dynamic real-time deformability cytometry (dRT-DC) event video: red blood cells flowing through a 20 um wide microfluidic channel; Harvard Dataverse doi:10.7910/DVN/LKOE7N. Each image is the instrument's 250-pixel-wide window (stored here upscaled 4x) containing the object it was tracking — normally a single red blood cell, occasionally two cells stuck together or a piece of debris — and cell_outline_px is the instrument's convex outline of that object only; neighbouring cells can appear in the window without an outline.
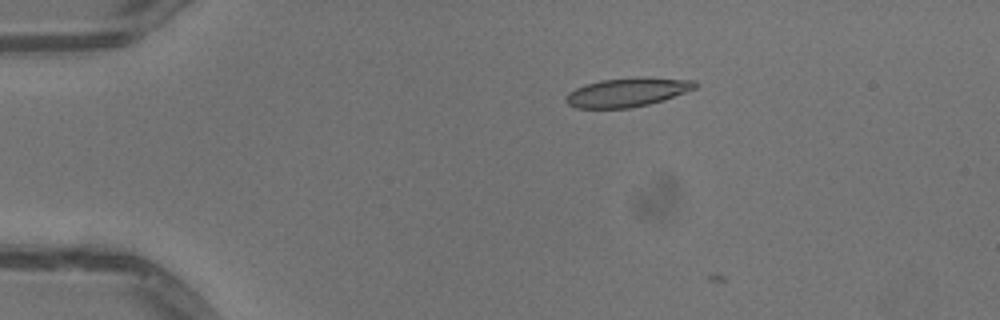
{"species": "common noctule bat (a hibernating species)", "species_latin": "Nyctalus noctula", "temperature_condition": "warm", "stored_images_in_passage": 2, "camera_frame_rate_fps": 3000, "um_per_image_px": 0.085, "animal": {"sex": "male", "body_mass_g": 13.3}, "frame": {"image": 1, "passage_image": 1, "time_ms": 0.0, "image_size_px": [1000, 320], "cell_outline_px": [[700, 84], [696, 88], [664, 100], [632, 108], [576, 108], [568, 104], [564, 100], [564, 96], [568, 92], [584, 84], [600, 80], [640, 76], [644, 76], [696, 80]], "centroid_in_image_um": [53.34, 7.82], "position_along_channel_um": 31.7, "area_um2": 22.25}}